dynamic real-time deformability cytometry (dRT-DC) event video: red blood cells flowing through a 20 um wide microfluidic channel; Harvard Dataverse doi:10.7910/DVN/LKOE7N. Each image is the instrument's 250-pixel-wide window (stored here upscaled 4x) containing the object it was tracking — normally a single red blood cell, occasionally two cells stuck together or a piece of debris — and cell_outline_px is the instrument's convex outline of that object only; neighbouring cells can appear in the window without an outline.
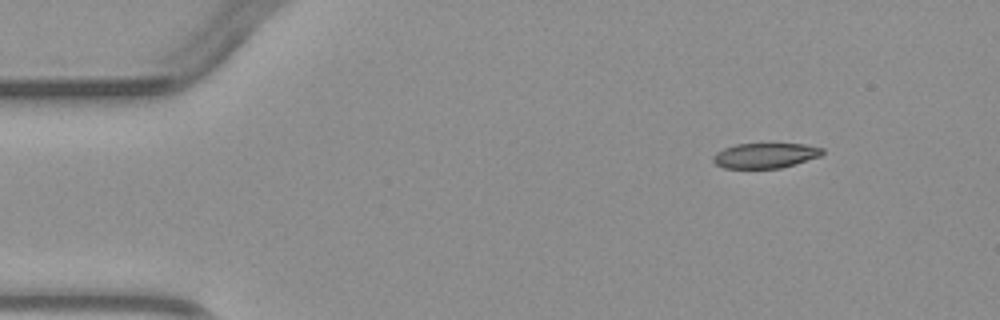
{"species": "common noctule bat (a hibernating species)", "species_latin": "Nyctalus noctula", "temperature_condition": "warm", "stored_images_in_passage": 2, "camera_frame_rate_fps": 3000, "um_per_image_px": 0.085, "animal": {"sex": "male", "body_mass_g": 23.1, "forearm_length_mm": 52.7}, "frame": {"image": 1, "passage_image": 2, "time_ms": 1.333, "image_size_px": [1000, 320], "cell_outline_px": [[824, 152], [820, 156], [780, 168], [724, 168], [716, 164], [712, 160], [712, 156], [716, 152], [724, 148], [736, 144], [804, 144], [824, 148]], "centroid_in_image_um": [65.02, 13.21], "position_along_channel_um": 20.0, "area_um2": 15.9}}